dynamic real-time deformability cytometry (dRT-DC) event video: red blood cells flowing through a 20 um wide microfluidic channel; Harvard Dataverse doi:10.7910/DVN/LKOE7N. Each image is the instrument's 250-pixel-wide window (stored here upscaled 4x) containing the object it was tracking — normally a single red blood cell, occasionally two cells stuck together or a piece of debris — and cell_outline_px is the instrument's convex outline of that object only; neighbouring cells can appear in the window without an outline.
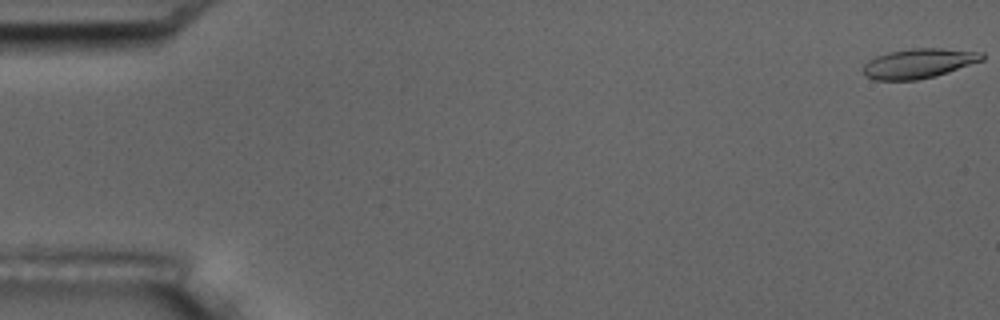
{"species": "common noctule bat (a hibernating species)", "species_latin": "Nyctalus noctula", "temperature_condition": "room temperature", "stored_images_in_passage": 4, "camera_frame_rate_fps": 3000, "um_per_image_px": 0.085, "animal": {"sex": "male", "body_mass_g": 17.5, "forearm_length_mm": 52.3}, "frame": {"image": 1, "passage_image": 1, "time_ms": 0.0, "image_size_px": [1000, 320], "cell_outline_px": [[984, 60], [948, 72], [916, 80], [876, 80], [868, 76], [864, 72], [864, 64], [868, 60], [876, 56], [892, 52], [912, 48], [940, 48], [984, 52]], "centroid_in_image_um": [78.13, 5.38], "position_along_channel_um": 6.9, "area_um2": 20.29}}